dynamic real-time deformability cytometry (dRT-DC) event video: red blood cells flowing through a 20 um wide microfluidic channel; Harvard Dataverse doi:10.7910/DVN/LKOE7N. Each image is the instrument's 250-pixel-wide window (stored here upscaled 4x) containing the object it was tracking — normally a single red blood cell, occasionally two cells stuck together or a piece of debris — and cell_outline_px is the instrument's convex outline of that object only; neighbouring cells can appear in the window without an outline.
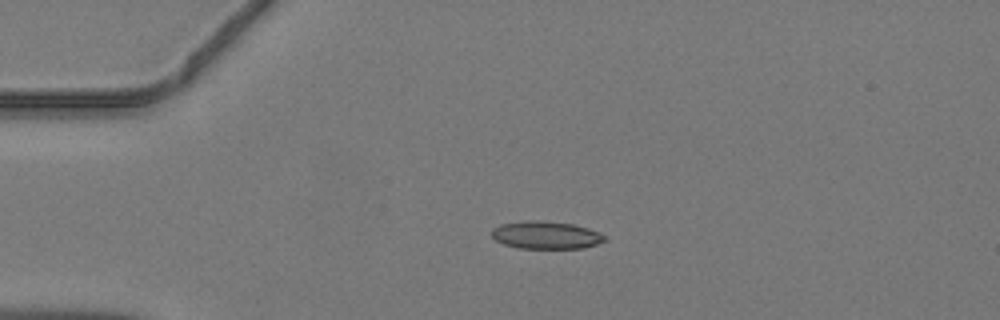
{"species": "common noctule bat (a hibernating species)", "species_latin": "Nyctalus noctula", "temperature_condition": "warm", "stored_images_in_passage": 41, "camera_frame_rate_fps": 3000, "um_per_image_px": 0.085, "animal": {"sex": "male", "body_mass_g": 19.2, "forearm_length_mm": 51.8}, "frame": {"image": 1, "passage_image": 6, "time_ms": 1.667, "image_size_px": [1000, 320], "cell_outline_px": [[608, 240], [584, 248], [520, 248], [504, 244], [496, 240], [492, 236], [492, 228], [500, 224], [528, 220], [540, 220], [572, 224], [588, 228], [600, 232], [608, 236]], "centroid_in_image_um": [46.45, 19.98], "position_along_channel_um": 38.6, "area_um2": 18.32}}
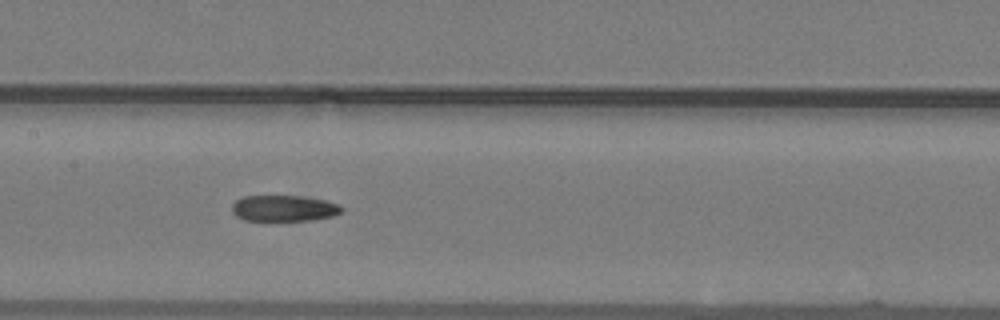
{"frame": {"image": 2, "passage_image": 18, "time_ms": 5.667, "image_size_px": [1000, 320], "cell_outline_px": [[344, 212], [332, 216], [308, 220], [244, 220], [236, 216], [232, 212], [232, 204], [236, 200], [244, 196], [304, 196], [324, 200], [340, 204], [344, 208]], "centroid_in_image_um": [24.15, 17.69], "position_along_channel_um": 183.2, "area_um2": 16.7}}
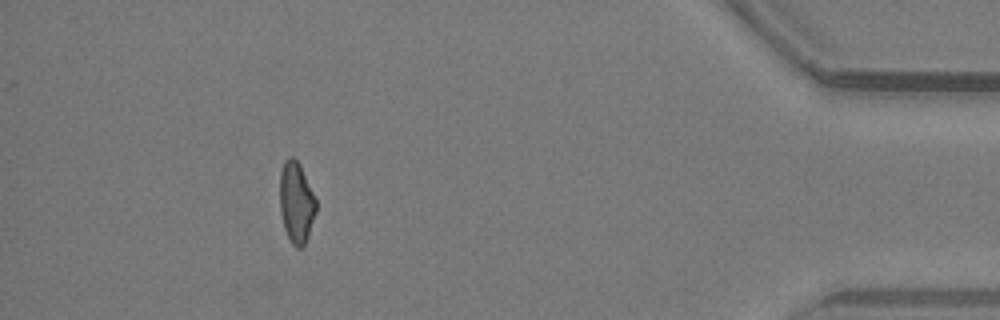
{"frame": {"image": 3, "passage_image": 37, "time_ms": 12.0, "image_size_px": [1000, 320], "cell_outline_px": [[316, 212], [308, 236], [304, 244], [300, 248], [296, 248], [292, 244], [284, 228], [280, 212], [280, 172], [284, 160], [288, 156], [292, 156], [300, 164], [316, 200]], "centroid_in_image_um": [25.17, 17.19], "position_along_channel_um": 410.0, "area_um2": 17.11}}